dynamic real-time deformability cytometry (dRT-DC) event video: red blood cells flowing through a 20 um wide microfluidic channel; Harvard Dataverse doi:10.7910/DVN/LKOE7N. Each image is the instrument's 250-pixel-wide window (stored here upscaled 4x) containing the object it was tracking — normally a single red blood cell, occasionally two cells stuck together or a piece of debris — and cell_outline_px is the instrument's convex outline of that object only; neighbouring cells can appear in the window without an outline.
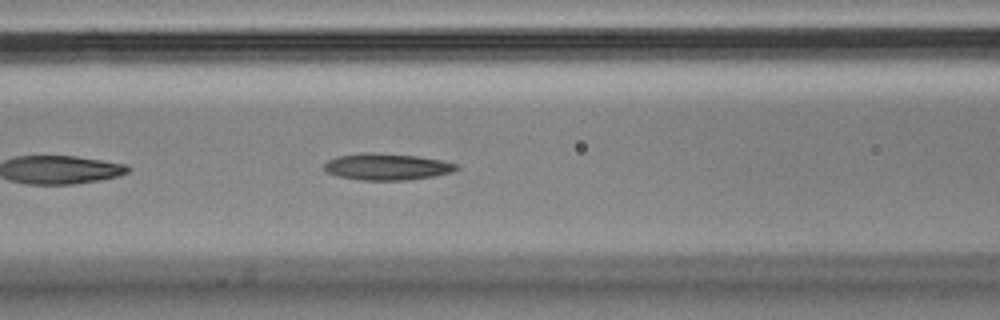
{"species": "Egyptian fruit bat (a non-hibernating species)", "species_latin": "Rousettus aegyptiacus", "temperature_condition": "cold", "stored_images_in_passage": 20, "camera_frame_rate_fps": 3000, "um_per_image_px": 0.085, "animal": {"sex": "male"}, "frame": {"image": 1, "passage_image": 9, "time_ms": 2.667, "image_size_px": [1000, 320], "cell_outline_px": [[460, 168], [452, 172], [432, 176], [404, 180], [360, 180], [336, 176], [328, 172], [324, 168], [324, 164], [328, 160], [336, 156], [360, 152], [376, 152], [416, 156], [440, 160], [460, 164]], "centroid_in_image_um": [32.87, 14.16], "position_along_channel_um": 133.7, "area_um2": 20.63}}
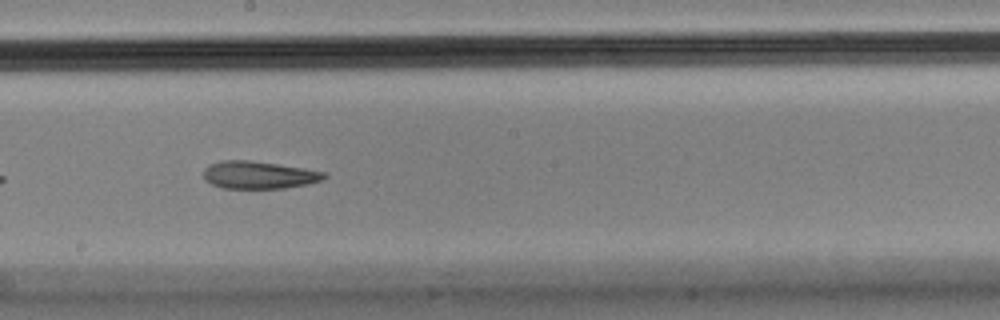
{"frame": {"image": 2, "passage_image": 17, "time_ms": 5.333, "image_size_px": [1000, 320], "cell_outline_px": [[328, 176], [320, 180], [308, 184], [284, 188], [224, 188], [212, 184], [204, 180], [204, 168], [208, 164], [220, 160], [248, 160], [304, 168], [324, 172]], "centroid_in_image_um": [21.96, 14.86], "position_along_channel_um": 226.2, "area_um2": 19.31}}